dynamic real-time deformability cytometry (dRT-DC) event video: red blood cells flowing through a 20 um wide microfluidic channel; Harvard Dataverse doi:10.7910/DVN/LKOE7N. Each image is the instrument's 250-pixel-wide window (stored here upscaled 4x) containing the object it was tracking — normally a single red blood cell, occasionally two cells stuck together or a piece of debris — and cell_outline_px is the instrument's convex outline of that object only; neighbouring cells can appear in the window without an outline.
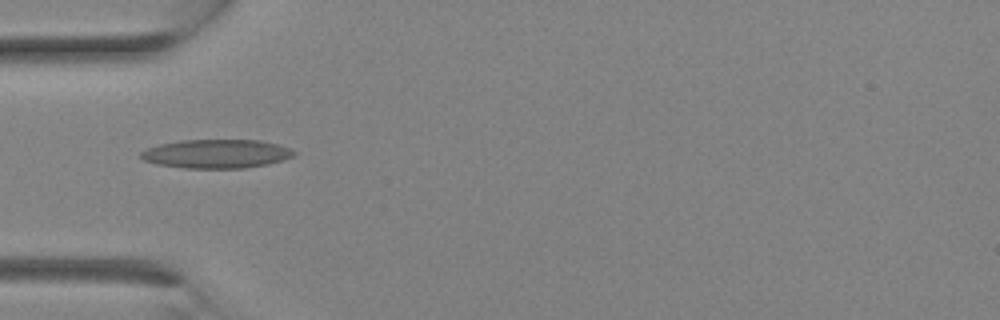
{"species": "Egyptian fruit bat (a non-hibernating species)", "species_latin": "Rousettus aegyptiacus", "temperature_condition": "room temperature", "stored_images_in_passage": 4, "camera_frame_rate_fps": 3000, "um_per_image_px": 0.085, "animal": {"sex": "female"}, "frame": {"image": 1, "passage_image": 1, "time_ms": 0.0, "image_size_px": [1000, 320], "cell_outline_px": [[296, 152], [292, 156], [284, 160], [268, 164], [244, 168], [184, 168], [156, 164], [144, 160], [140, 156], [140, 152], [148, 148], [160, 144], [180, 140], [260, 140], [292, 148]], "centroid_in_image_um": [18.41, 13.07], "position_along_channel_um": 66.6, "area_um2": 25.72}}
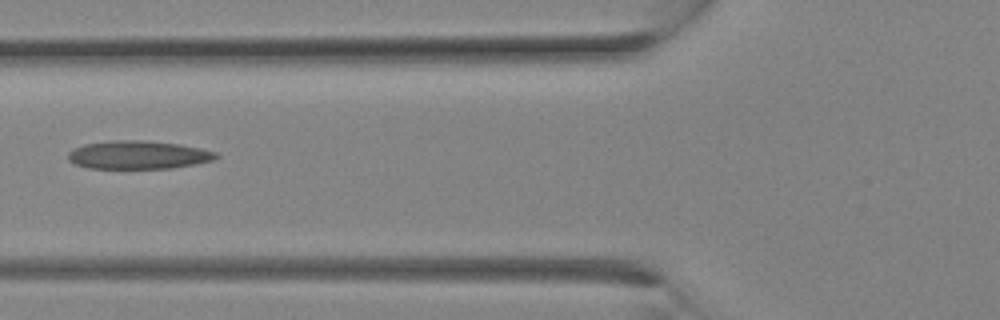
{"frame": {"image": 2, "passage_image": 3, "time_ms": 0.667, "image_size_px": [1000, 320], "cell_outline_px": [[220, 156], [212, 160], [196, 164], [172, 168], [88, 168], [76, 164], [68, 160], [68, 152], [84, 144], [112, 140], [140, 140], [180, 144], [200, 148], [216, 152]], "centroid_in_image_um": [11.76, 13.16], "position_along_channel_um": 114.0, "area_um2": 24.28}}